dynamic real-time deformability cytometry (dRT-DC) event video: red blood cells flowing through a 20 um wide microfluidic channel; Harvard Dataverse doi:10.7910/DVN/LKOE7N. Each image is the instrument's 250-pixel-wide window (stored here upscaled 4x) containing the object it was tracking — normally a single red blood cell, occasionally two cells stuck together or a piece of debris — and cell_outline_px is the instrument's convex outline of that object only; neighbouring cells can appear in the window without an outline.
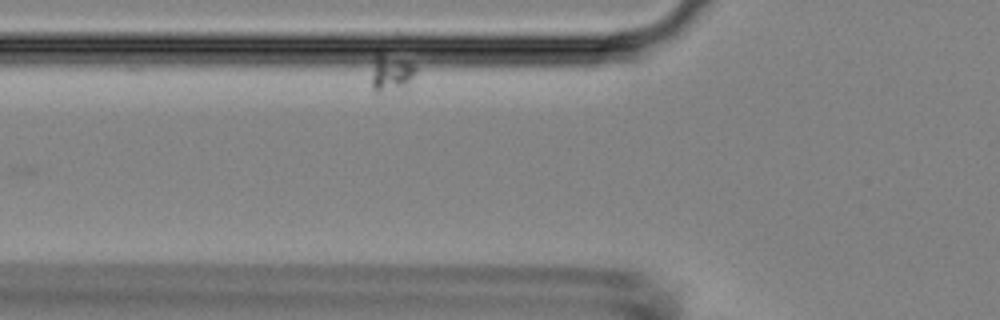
{"species": "Egyptian fruit bat (a non-hibernating species)", "species_latin": "Rousettus aegyptiacus", "temperature_condition": "room temperature", "stored_images_in_passage": 8, "camera_frame_rate_fps": 3000, "um_per_image_px": 0.085, "animal": {"sex": "female"}, "frame": {"image": 1, "passage_image": 8, "time_ms": 2.333, "image_size_px": [1000, 320], "cell_outline_px": [[416, 72], [408, 96], [376, 96], [372, 92], [372, 56], [376, 52], [380, 52], [412, 64], [416, 68]], "centroid_in_image_um": [33.27, 6.45], "position_along_channel_um": 92.5, "area_um2": 11.39}}